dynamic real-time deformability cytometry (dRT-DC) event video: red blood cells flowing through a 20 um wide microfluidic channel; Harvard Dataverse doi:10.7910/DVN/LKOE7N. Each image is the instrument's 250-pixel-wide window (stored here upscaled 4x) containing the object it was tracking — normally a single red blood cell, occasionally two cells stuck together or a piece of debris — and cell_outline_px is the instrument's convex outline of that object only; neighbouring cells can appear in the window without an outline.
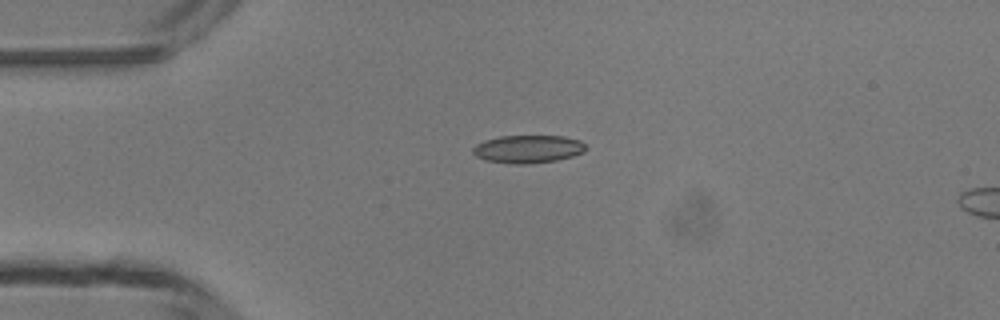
{"species": "common noctule bat (a hibernating species)", "species_latin": "Nyctalus noctula", "temperature_condition": "room temperature", "stored_images_in_passage": 2, "camera_frame_rate_fps": 3000, "um_per_image_px": 0.085, "animal": {"sex": "male", "body_mass_g": 13.3}, "frame": {"image": 1, "passage_image": 1, "time_ms": 0.0, "image_size_px": [1000, 320], "cell_outline_px": [[584, 152], [572, 156], [556, 160], [528, 164], [512, 164], [484, 160], [476, 156], [472, 152], [472, 148], [476, 144], [484, 140], [500, 136], [564, 136], [580, 140], [584, 144]], "centroid_in_image_um": [44.84, 12.67], "position_along_channel_um": 40.2, "area_um2": 18.38}}